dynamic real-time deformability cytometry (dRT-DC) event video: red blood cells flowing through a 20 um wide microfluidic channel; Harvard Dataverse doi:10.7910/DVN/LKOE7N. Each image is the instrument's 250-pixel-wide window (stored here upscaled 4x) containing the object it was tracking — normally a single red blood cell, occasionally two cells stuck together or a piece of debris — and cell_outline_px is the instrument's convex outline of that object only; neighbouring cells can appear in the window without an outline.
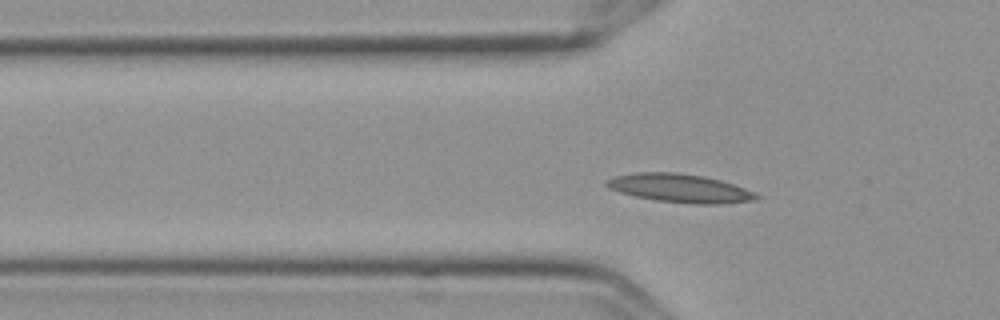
{"species": "Egyptian fruit bat (a non-hibernating species)", "species_latin": "Rousettus aegyptiacus", "temperature_condition": "cold", "stored_images_in_passage": 47, "camera_frame_rate_fps": 3000, "um_per_image_px": 0.085, "frame": {"image": 1, "passage_image": 8, "time_ms": 2.333, "image_size_px": [1000, 320], "cell_outline_px": [[760, 196], [756, 200], [720, 204], [692, 204], [656, 200], [636, 196], [620, 192], [608, 188], [604, 184], [604, 180], [612, 176], [636, 172], [676, 172], [704, 176], [720, 180], [756, 192]], "centroid_in_image_um": [57.76, 15.99], "position_along_channel_um": 68.0, "area_um2": 25.03}}
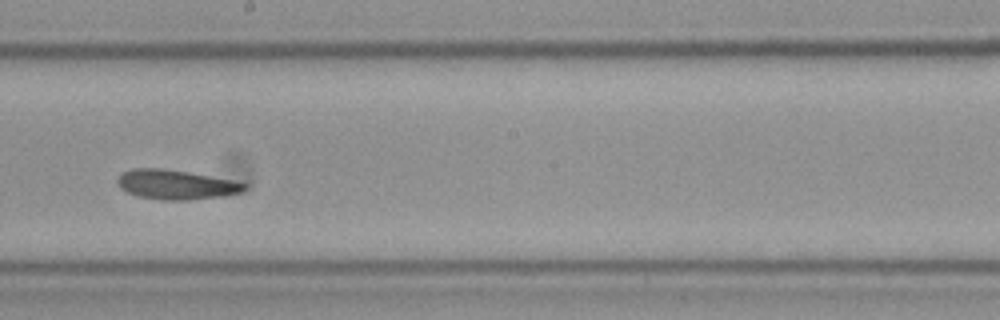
{"frame": {"image": 2, "passage_image": 22, "time_ms": 7.0, "image_size_px": [1000, 320], "cell_outline_px": [[248, 188], [240, 192], [224, 196], [192, 200], [164, 200], [136, 196], [120, 188], [116, 180], [124, 172], [136, 168], [160, 168], [232, 180], [248, 184]], "centroid_in_image_um": [14.97, 15.71], "position_along_channel_um": 233.2, "area_um2": 21.62}}
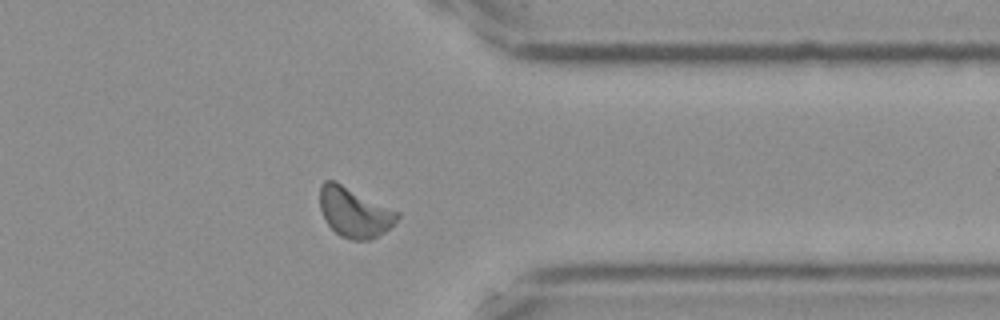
{"frame": {"image": 3, "passage_image": 35, "time_ms": 11.333, "image_size_px": [1000, 320], "cell_outline_px": [[400, 216], [384, 232], [368, 240], [352, 240], [340, 236], [328, 224], [320, 208], [320, 184], [324, 180], [336, 180], [400, 212]], "centroid_in_image_um": [30.11, 18.01], "position_along_channel_um": 381.3, "area_um2": 22.48}, "authors_computed_cell_mechanics": {"area_um2": 21.6172, "velocity_mm_per_s": 3.5568, "shape_relaxation_time_tau1_ms": 10.1062, "shape_relaxation_time_tau2_ms": null, "deformation_change_tau1": 0.1466, "deformation_change_tau2": null}}